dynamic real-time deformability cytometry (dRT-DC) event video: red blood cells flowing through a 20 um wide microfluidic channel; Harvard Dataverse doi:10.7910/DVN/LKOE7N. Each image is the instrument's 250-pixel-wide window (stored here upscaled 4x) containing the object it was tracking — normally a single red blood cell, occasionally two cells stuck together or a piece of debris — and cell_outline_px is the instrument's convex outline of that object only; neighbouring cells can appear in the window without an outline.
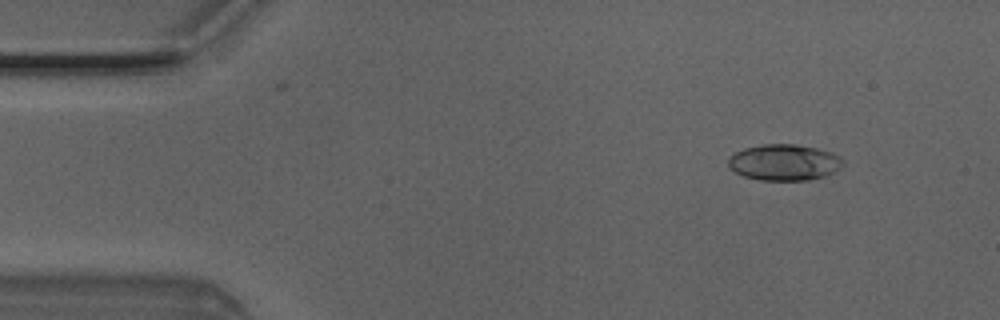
{"species": "Egyptian fruit bat (a non-hibernating species)", "species_latin": "Rousettus aegyptiacus", "temperature_condition": "room temperature", "stored_images_in_passage": 5, "camera_frame_rate_fps": 3000, "um_per_image_px": 0.085, "animal": {"sex": "male"}, "frame": {"image": 1, "passage_image": 2, "time_ms": 0.333, "image_size_px": [1000, 320], "cell_outline_px": [[844, 164], [832, 172], [824, 176], [808, 180], [760, 180], [744, 176], [728, 168], [728, 160], [736, 152], [744, 148], [760, 144], [796, 144], [816, 148], [832, 152], [840, 156], [844, 160]], "centroid_in_image_um": [66.65, 13.79], "position_along_channel_um": 18.3, "area_um2": 24.16}}
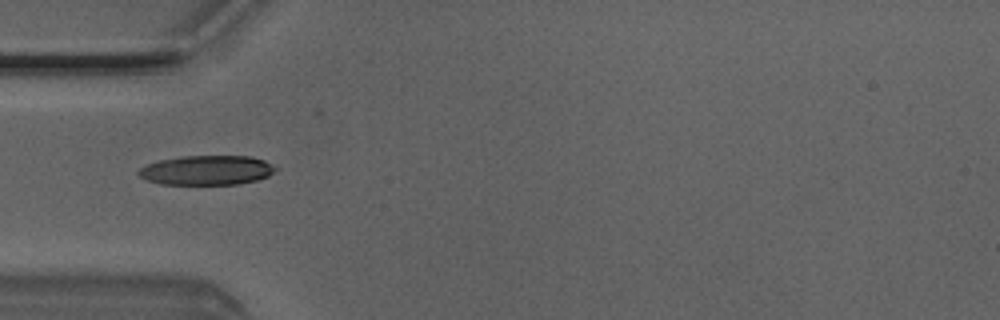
{"frame": {"image": 2, "passage_image": 5, "time_ms": 1.333, "image_size_px": [1000, 320], "cell_outline_px": [[276, 168], [268, 176], [256, 180], [236, 184], [160, 184], [148, 180], [140, 176], [136, 172], [140, 168], [148, 164], [160, 160], [180, 156], [252, 156], [264, 160], [272, 164]], "centroid_in_image_um": [17.56, 14.46], "position_along_channel_um": 67.4, "area_um2": 23.41}}